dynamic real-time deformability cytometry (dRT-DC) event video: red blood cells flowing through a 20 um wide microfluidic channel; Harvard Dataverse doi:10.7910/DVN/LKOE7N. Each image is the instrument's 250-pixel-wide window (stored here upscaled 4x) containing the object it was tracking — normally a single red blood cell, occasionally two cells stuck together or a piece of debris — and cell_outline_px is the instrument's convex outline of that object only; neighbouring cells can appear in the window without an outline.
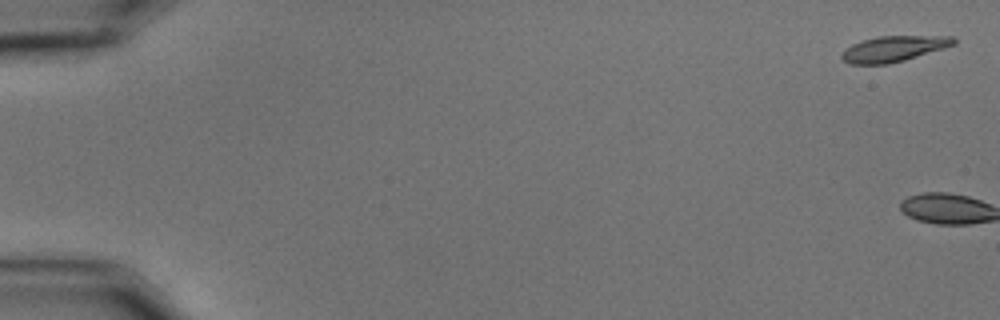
{"species": "common noctule bat (a hibernating species)", "species_latin": "Nyctalus noctula", "temperature_condition": "cold", "stored_images_in_passage": 3, "camera_frame_rate_fps": 3000, "um_per_image_px": 0.085, "animal": {"sex": "male", "body_mass_g": 15.6}, "frame": {"image": 1, "passage_image": 1, "time_ms": 0.0, "image_size_px": [1000, 320], "cell_outline_px": [[956, 44], [944, 48], [904, 60], [888, 64], [848, 64], [840, 56], [840, 52], [852, 44], [864, 40], [880, 36], [952, 36], [956, 40]], "centroid_in_image_um": [75.94, 4.15], "position_along_channel_um": 9.1, "area_um2": 16.7}}